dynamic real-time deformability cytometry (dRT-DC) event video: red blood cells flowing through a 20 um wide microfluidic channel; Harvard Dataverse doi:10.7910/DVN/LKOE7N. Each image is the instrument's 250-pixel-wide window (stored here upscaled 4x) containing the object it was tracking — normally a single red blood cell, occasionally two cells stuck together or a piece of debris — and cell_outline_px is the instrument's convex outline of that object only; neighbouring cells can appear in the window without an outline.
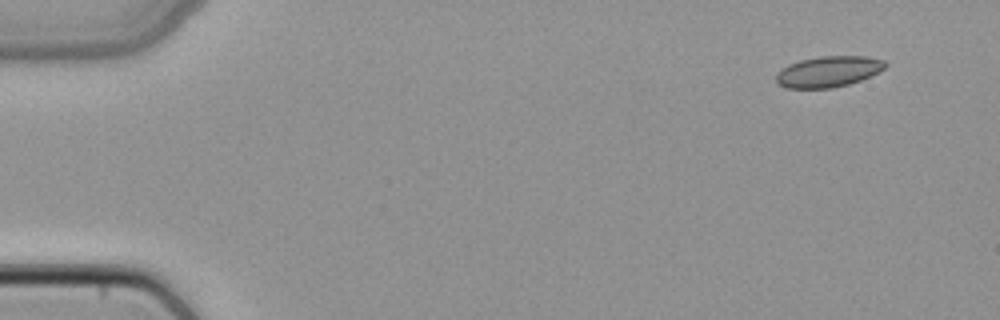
{"species": "common noctule bat (a hibernating species)", "species_latin": "Nyctalus noctula", "temperature_condition": "cold", "stored_images_in_passage": 3, "camera_frame_rate_fps": 3000, "um_per_image_px": 0.085, "animal": {"sex": "female", "body_mass_g": 22.7, "forearm_length_mm": 54.2}, "frame": {"image": 1, "passage_image": 1, "time_ms": 0.0, "image_size_px": [1000, 320], "cell_outline_px": [[888, 64], [880, 72], [860, 80], [848, 84], [832, 88], [784, 88], [776, 84], [776, 72], [788, 64], [800, 60], [820, 56], [864, 56], [884, 60]], "centroid_in_image_um": [70.38, 6.09], "position_along_channel_um": 14.6, "area_um2": 19.83}}
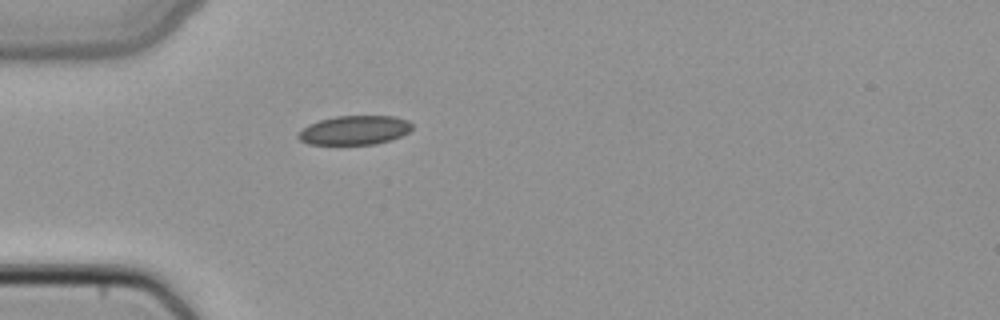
{"frame": {"image": 2, "passage_image": 3, "time_ms": 0.667, "image_size_px": [1000, 320], "cell_outline_px": [[412, 128], [408, 132], [392, 140], [376, 144], [308, 144], [300, 140], [296, 136], [296, 132], [308, 124], [320, 120], [336, 116], [396, 116], [408, 120], [412, 124]], "centroid_in_image_um": [30.12, 11.06], "position_along_channel_um": 54.9, "area_um2": 19.48}}